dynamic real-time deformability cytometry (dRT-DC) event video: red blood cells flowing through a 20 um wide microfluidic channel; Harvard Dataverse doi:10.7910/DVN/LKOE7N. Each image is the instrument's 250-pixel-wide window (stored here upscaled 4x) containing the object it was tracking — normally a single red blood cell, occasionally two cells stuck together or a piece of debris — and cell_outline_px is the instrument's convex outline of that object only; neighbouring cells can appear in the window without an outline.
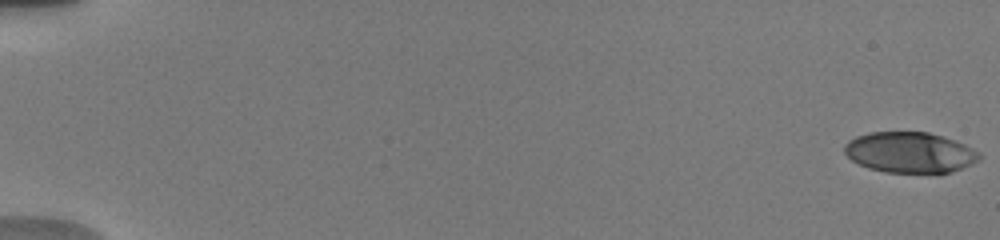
{"species": "human", "species_latin": "Homo sapiens", "temperature_condition": "warm", "stored_images_in_passage": 23, "camera_frame_rate_fps": 3000, "um_per_image_px": 0.085, "donor": {"sex": "male"}, "frame": {"image": 1, "passage_image": 1, "time_ms": 0.0, "image_size_px": [1000, 240], "cell_outline_px": [[980, 160], [972, 164], [952, 172], [884, 172], [868, 168], [852, 160], [844, 152], [844, 144], [848, 140], [856, 136], [868, 132], [928, 132], [944, 136], [956, 140], [980, 152]], "centroid_in_image_um": [77.34, 12.94], "position_along_channel_um": 7.7, "area_um2": 32.08}}
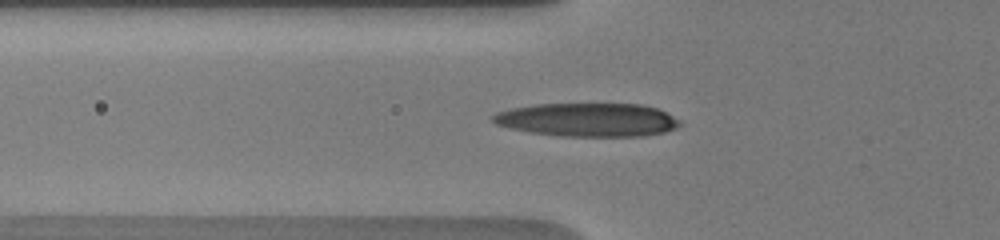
{"frame": {"image": 2, "passage_image": 15, "time_ms": 6.667, "image_size_px": [1000, 240], "cell_outline_px": [[680, 124], [676, 128], [664, 132], [640, 136], [560, 136], [532, 132], [512, 128], [496, 124], [492, 120], [492, 116], [496, 112], [512, 108], [536, 104], [640, 104], [656, 108], [680, 120]], "centroid_in_image_um": [49.95, 10.18], "position_along_channel_um": 75.9, "area_um2": 36.18}}
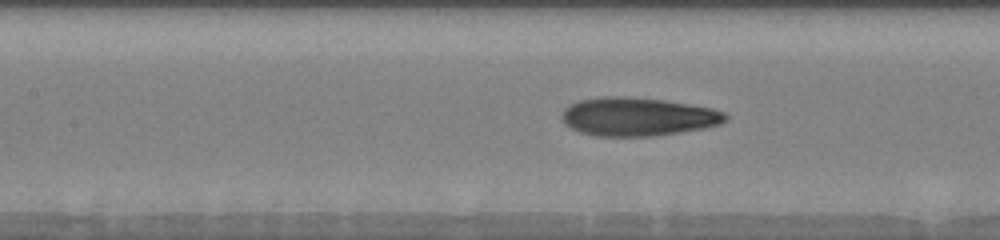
{"frame": {"image": 3, "passage_image": 21, "time_ms": 8.667, "image_size_px": [1000, 240], "cell_outline_px": [[728, 120], [720, 124], [704, 128], [680, 132], [652, 136], [596, 136], [580, 132], [564, 124], [560, 116], [564, 108], [568, 104], [580, 100], [604, 96], [624, 96], [664, 100], [712, 108], [724, 112], [728, 116]], "centroid_in_image_um": [54.19, 9.91], "position_along_channel_um": 153.2, "area_um2": 36.82}}